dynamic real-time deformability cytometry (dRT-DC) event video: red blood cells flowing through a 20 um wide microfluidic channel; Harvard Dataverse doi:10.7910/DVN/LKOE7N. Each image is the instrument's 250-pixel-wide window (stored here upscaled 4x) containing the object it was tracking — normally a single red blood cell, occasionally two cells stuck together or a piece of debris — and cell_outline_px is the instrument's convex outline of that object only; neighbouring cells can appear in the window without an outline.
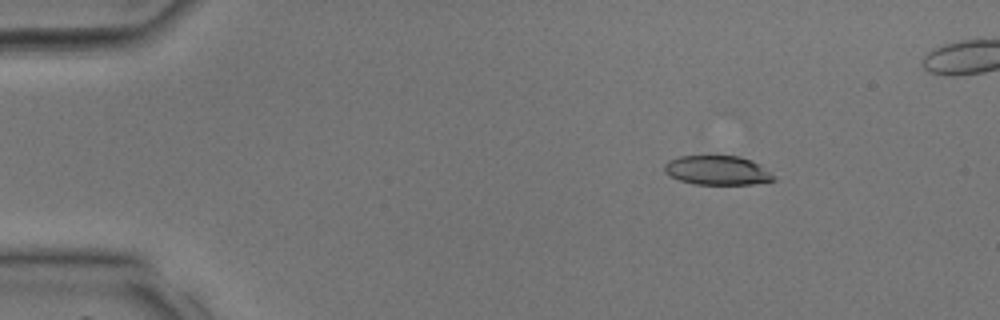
{"species": "common noctule bat (a hibernating species)", "species_latin": "Nyctalus noctula", "temperature_condition": "room temperature", "stored_images_in_passage": 10, "camera_frame_rate_fps": 3000, "um_per_image_px": 0.085, "animal": {"sex": "male", "body_mass_g": 17.9, "forearm_length_mm": 54.2}, "frame": {"image": 1, "passage_image": 5, "time_ms": 1.333, "image_size_px": [1000, 320], "cell_outline_px": [[776, 180], [752, 184], [692, 184], [680, 180], [664, 172], [664, 164], [668, 160], [680, 156], [740, 156], [752, 160], [760, 164], [776, 176]], "centroid_in_image_um": [61.0, 14.47], "position_along_channel_um": 24.0, "area_um2": 18.73}}